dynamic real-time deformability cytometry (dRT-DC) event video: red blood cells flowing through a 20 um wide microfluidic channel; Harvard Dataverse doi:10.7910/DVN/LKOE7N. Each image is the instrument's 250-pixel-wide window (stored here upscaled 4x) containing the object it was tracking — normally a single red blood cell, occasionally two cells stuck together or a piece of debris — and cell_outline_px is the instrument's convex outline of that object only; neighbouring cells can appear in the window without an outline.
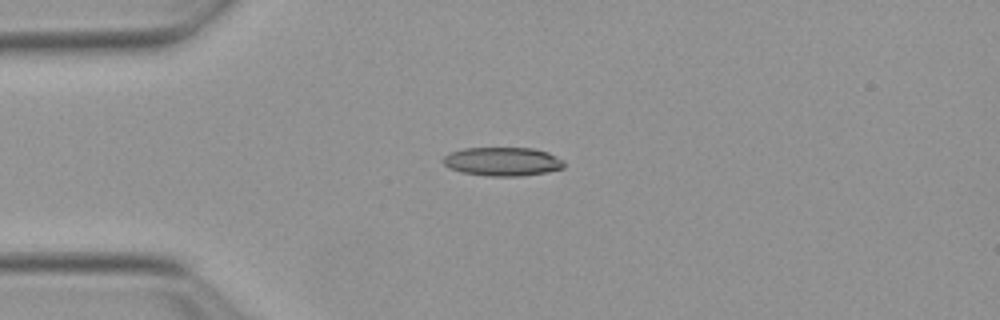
{"species": "Egyptian fruit bat (a non-hibernating species)", "species_latin": "Rousettus aegyptiacus", "temperature_condition": "warm", "stored_images_in_passage": 41, "camera_frame_rate_fps": 3000, "um_per_image_px": 0.085, "animal": {"sex": "female"}, "frame": {"image": 1, "passage_image": 1, "time_ms": 0.0, "image_size_px": [1000, 320], "cell_outline_px": [[564, 168], [544, 172], [520, 176], [484, 176], [460, 172], [448, 168], [444, 164], [444, 156], [448, 152], [464, 148], [532, 148], [548, 152], [564, 160]], "centroid_in_image_um": [42.69, 13.73], "position_along_channel_um": 42.3, "area_um2": 20.35}}
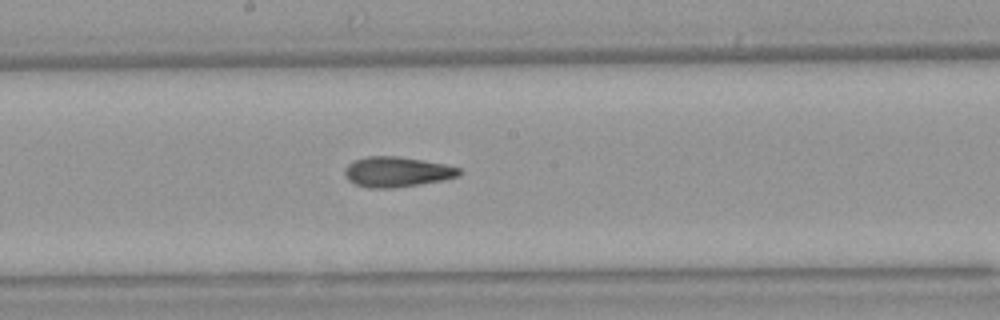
{"frame": {"image": 2, "passage_image": 16, "time_ms": 5.0, "image_size_px": [1000, 320], "cell_outline_px": [[460, 176], [444, 180], [420, 184], [392, 188], [368, 188], [356, 184], [348, 180], [344, 172], [344, 168], [348, 164], [356, 160], [368, 156], [396, 156], [424, 160], [444, 164], [460, 168]], "centroid_in_image_um": [33.74, 14.61], "position_along_channel_um": 214.5, "area_um2": 20.11}}
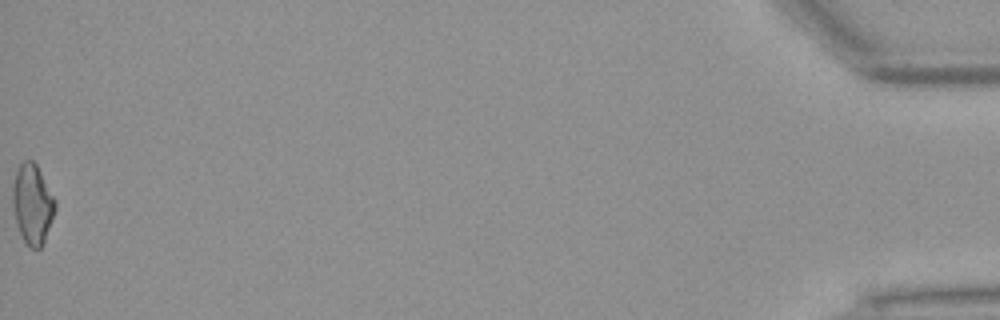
{"frame": {"image": 3, "passage_image": 41, "time_ms": 13.333, "image_size_px": [1000, 320], "cell_outline_px": [[56, 208], [44, 244], [40, 248], [32, 248], [24, 240], [20, 232], [16, 220], [12, 204], [12, 188], [16, 172], [20, 164], [24, 160], [32, 160], [36, 164], [56, 200]], "centroid_in_image_um": [2.77, 17.34], "position_along_channel_um": 432.4, "area_um2": 19.65}, "authors_computed_cell_mechanics": {"area_um2": 19.652, "velocity_mm_per_s": 3.88, "shape_relaxation_time_tau1_ms": 5.9805, "shape_relaxation_time_tau2_ms": 3.086, "deformation_change_tau1": 0.1961, "deformation_change_tau2": 0.1284}}